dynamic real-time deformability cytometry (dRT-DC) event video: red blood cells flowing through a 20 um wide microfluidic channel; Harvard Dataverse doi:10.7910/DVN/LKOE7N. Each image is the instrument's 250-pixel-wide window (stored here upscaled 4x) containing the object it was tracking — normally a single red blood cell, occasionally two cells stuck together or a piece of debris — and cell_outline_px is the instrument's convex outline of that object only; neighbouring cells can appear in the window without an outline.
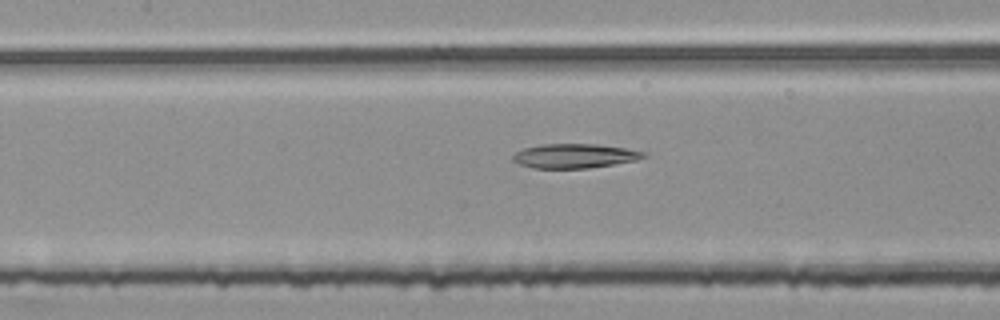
{"species": "common noctule bat (a hibernating species)", "species_latin": "Nyctalus noctula", "temperature_condition": "room temperature", "stored_images_in_passage": 42, "camera_frame_rate_fps": 3000, "um_per_image_px": 0.085, "animal": {"sex": "female", "body_mass_g": 25.1}, "frame": {"image": 1, "passage_image": 12, "time_ms": 3.667, "image_size_px": [1000, 320], "cell_outline_px": [[648, 156], [636, 160], [588, 168], [532, 168], [520, 164], [512, 160], [512, 156], [516, 152], [524, 148], [540, 144], [596, 144], [624, 148], [644, 152]], "centroid_in_image_um": [48.81, 13.25], "position_along_channel_um": 158.6, "area_um2": 18.38}}
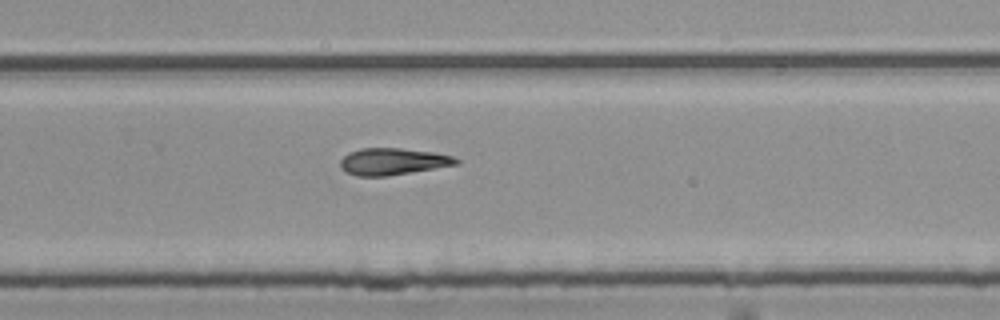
{"frame": {"image": 2, "passage_image": 23, "time_ms": 7.333, "image_size_px": [1000, 320], "cell_outline_px": [[460, 164], [388, 176], [356, 176], [344, 172], [340, 168], [340, 160], [348, 152], [360, 148], [400, 148], [432, 152], [452, 156], [460, 160]], "centroid_in_image_um": [33.36, 13.73], "position_along_channel_um": 296.4, "area_um2": 18.26}}
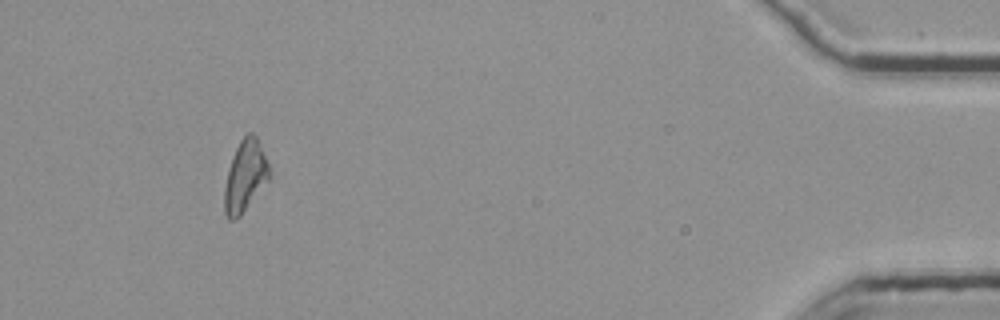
{"frame": {"image": 3, "passage_image": 38, "time_ms": 12.333, "image_size_px": [1000, 320], "cell_outline_px": [[272, 172], [268, 180], [240, 216], [232, 220], [228, 220], [224, 212], [224, 188], [228, 168], [232, 156], [240, 140], [248, 132], [252, 132], [256, 136], [260, 144]], "centroid_in_image_um": [20.83, 14.96], "position_along_channel_um": 414.4, "area_um2": 18.67}}